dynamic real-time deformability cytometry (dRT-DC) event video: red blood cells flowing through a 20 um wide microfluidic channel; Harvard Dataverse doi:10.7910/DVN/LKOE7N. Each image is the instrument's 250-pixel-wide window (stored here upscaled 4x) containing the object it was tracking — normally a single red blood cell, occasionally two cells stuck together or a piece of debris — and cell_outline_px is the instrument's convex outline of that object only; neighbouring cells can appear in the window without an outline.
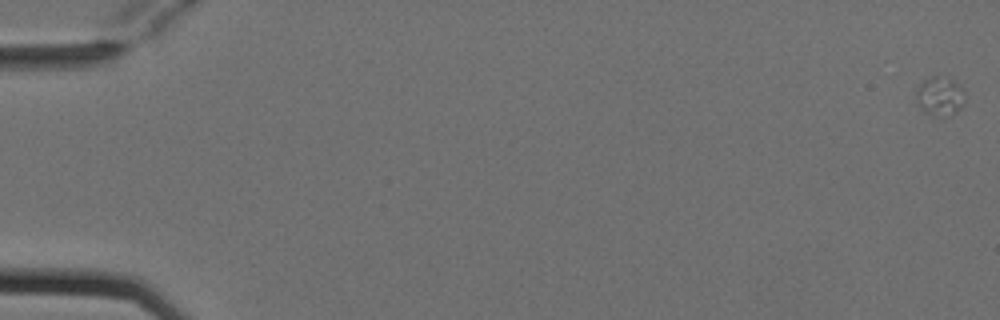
{"species": "Egyptian fruit bat (a non-hibernating species)", "species_latin": "Rousettus aegyptiacus", "temperature_condition": "cold", "stored_images_in_passage": 3, "camera_frame_rate_fps": 3000, "um_per_image_px": 0.085, "animal": {"sex": "female"}, "frame": {"image": 1, "passage_image": 1, "time_ms": 0.0, "image_size_px": [1000, 320], "cell_outline_px": [[964, 104], [956, 112], [944, 116], [936, 116], [924, 112], [920, 108], [916, 100], [916, 92], [920, 84], [924, 80], [932, 76], [936, 76], [952, 80], [964, 88]], "centroid_in_image_um": [79.89, 8.19], "position_along_channel_um": 5.1, "area_um2": 10.98}}